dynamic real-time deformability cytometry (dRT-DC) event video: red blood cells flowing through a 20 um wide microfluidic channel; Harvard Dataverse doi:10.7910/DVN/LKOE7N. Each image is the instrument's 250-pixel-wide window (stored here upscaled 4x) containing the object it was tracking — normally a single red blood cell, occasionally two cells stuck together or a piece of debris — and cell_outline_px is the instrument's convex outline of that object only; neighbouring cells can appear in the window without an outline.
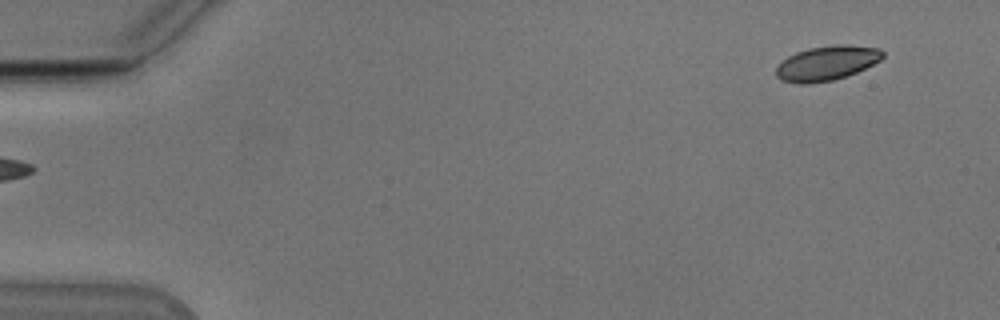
{"species": "Egyptian fruit bat (a non-hibernating species)", "species_latin": "Rousettus aegyptiacus", "temperature_condition": "cold", "stored_images_in_passage": 51, "camera_frame_rate_fps": 3000, "um_per_image_px": 0.085, "animal": {"sex": "male"}, "frame": {"image": 1, "passage_image": 1, "time_ms": 0.0, "image_size_px": [1000, 320], "cell_outline_px": [[884, 56], [880, 60], [856, 72], [832, 80], [808, 84], [800, 84], [780, 80], [776, 76], [776, 68], [788, 56], [796, 52], [808, 48], [836, 44], [848, 44], [880, 48], [884, 52]], "centroid_in_image_um": [70.27, 5.35], "position_along_channel_um": 14.7, "area_um2": 21.44}}
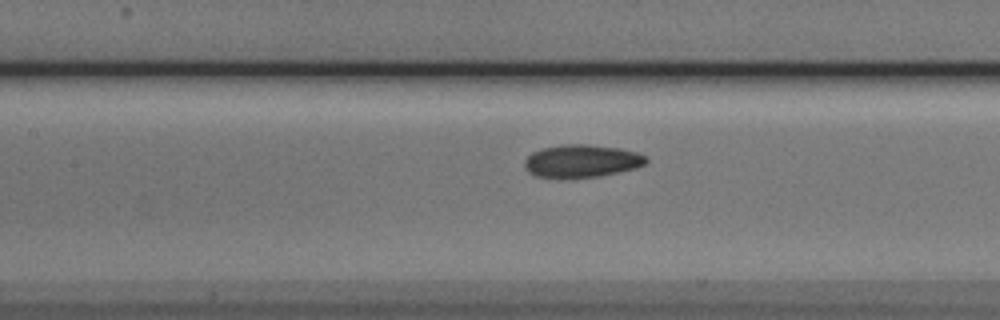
{"frame": {"image": 2, "passage_image": 22, "time_ms": 7.0, "image_size_px": [1000, 320], "cell_outline_px": [[648, 160], [644, 164], [632, 168], [616, 172], [596, 176], [536, 176], [528, 172], [524, 168], [524, 160], [532, 152], [540, 148], [564, 144], [588, 144], [620, 148], [636, 152], [644, 156]], "centroid_in_image_um": [49.39, 13.64], "position_along_channel_um": 158.0, "area_um2": 22.6}}
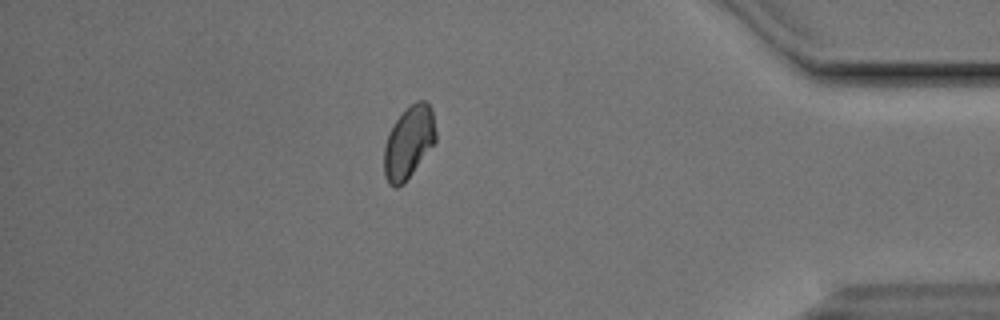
{"frame": {"image": 3, "passage_image": 44, "time_ms": 14.333, "image_size_px": [1000, 320], "cell_outline_px": [[436, 140], [404, 184], [396, 188], [388, 184], [384, 176], [384, 144], [396, 120], [408, 104], [416, 100], [424, 100], [432, 108], [436, 132]], "centroid_in_image_um": [34.73, 12.09], "position_along_channel_um": 400.5, "area_um2": 21.85}, "authors_computed_cell_mechanics": {"area_um2": 22.253, "velocity_mm_per_s": 3.8079, "shape_relaxation_time_tau1_ms": 2.9391, "shape_relaxation_time_tau2_ms": 4.0818, "deformation_change_tau1": 0.1127, "deformation_change_tau2": 0.0563}}